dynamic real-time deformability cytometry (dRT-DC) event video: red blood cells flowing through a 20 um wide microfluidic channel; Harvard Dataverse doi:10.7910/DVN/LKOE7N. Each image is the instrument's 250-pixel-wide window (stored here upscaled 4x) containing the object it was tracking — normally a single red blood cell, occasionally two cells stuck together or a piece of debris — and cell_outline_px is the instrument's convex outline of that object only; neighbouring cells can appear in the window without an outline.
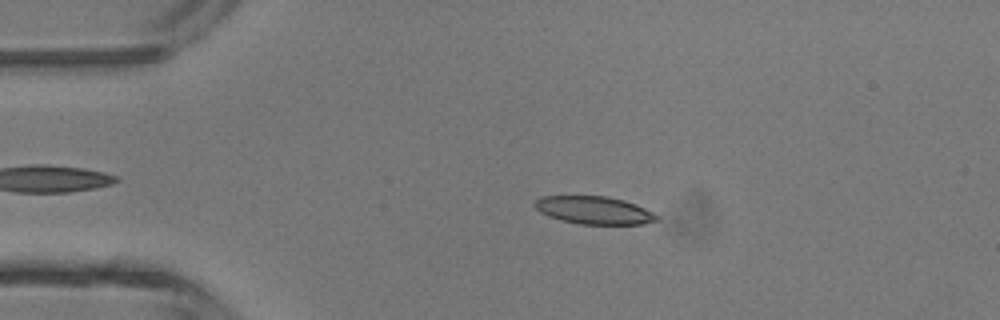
{"species": "common noctule bat (a hibernating species)", "species_latin": "Nyctalus noctula", "temperature_condition": "room temperature", "stored_images_in_passage": 3, "camera_frame_rate_fps": 3000, "um_per_image_px": 0.085, "animal": {"sex": "male", "body_mass_g": 13.3}, "frame": {"image": 1, "passage_image": 2, "time_ms": 0.333, "image_size_px": [1000, 320], "cell_outline_px": [[660, 216], [656, 220], [644, 224], [580, 224], [560, 220], [548, 216], [540, 212], [532, 204], [540, 196], [608, 196], [624, 200], [636, 204]], "centroid_in_image_um": [50.47, 17.86], "position_along_channel_um": 34.5, "area_um2": 19.83}}